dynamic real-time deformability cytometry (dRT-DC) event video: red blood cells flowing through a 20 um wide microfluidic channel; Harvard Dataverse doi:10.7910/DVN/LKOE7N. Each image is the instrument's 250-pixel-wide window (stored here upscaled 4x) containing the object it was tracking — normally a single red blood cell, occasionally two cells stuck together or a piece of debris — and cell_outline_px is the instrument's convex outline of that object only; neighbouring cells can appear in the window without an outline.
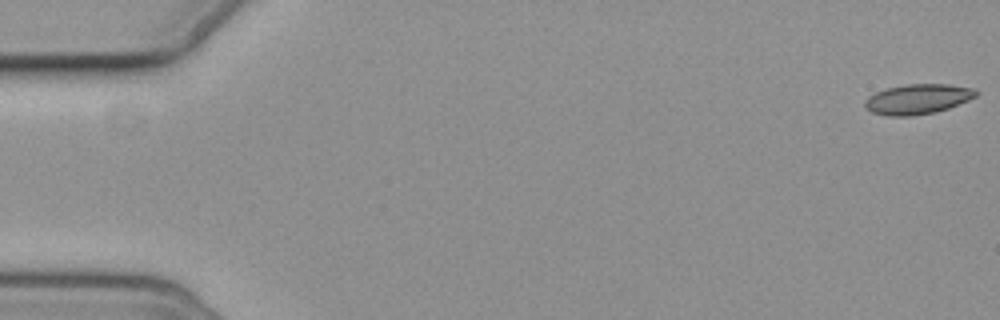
{"species": "common noctule bat (a hibernating species)", "species_latin": "Nyctalus noctula", "temperature_condition": "cold", "stored_images_in_passage": 14, "camera_frame_rate_fps": 3000, "um_per_image_px": 0.085, "animal": {"sex": "female", "body_mass_g": 19.3, "forearm_length_mm": 54.1}, "frame": {"image": 1, "passage_image": 1, "time_ms": 0.0, "image_size_px": [1000, 320], "cell_outline_px": [[980, 92], [976, 96], [968, 100], [948, 108], [936, 112], [912, 116], [888, 116], [872, 112], [864, 108], [864, 100], [868, 96], [876, 92], [888, 88], [908, 84], [948, 84], [976, 88]], "centroid_in_image_um": [78.01, 8.42], "position_along_channel_um": 7.0, "area_um2": 19.59}}
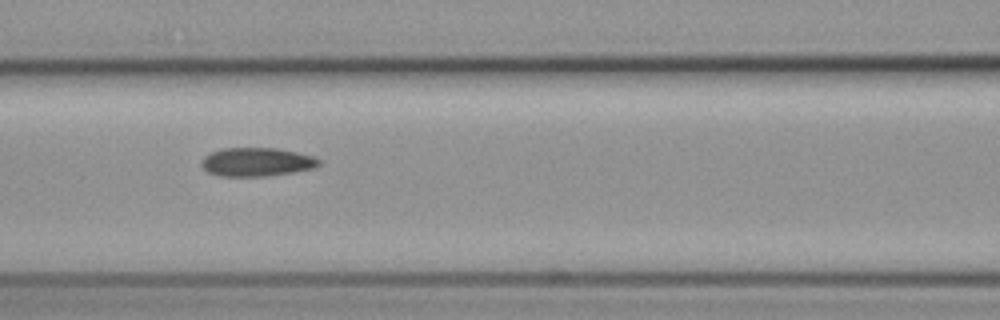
{"frame": {"image": 2, "passage_image": 7, "time_ms": 8.0, "image_size_px": [1000, 320], "cell_outline_px": [[320, 164], [316, 168], [292, 172], [264, 176], [220, 176], [208, 172], [200, 164], [200, 160], [204, 156], [220, 148], [276, 148], [316, 156], [320, 160]], "centroid_in_image_um": [21.82, 13.76], "position_along_channel_um": 144.8, "area_um2": 19.71}}
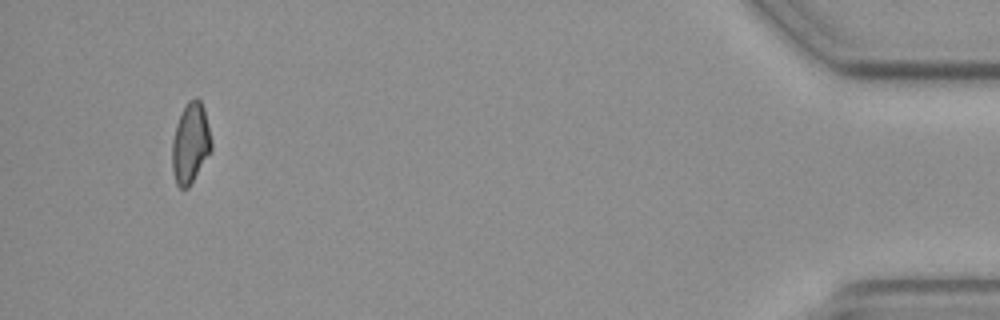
{"frame": {"image": 3, "passage_image": 14, "time_ms": 17.667, "image_size_px": [1000, 320], "cell_outline_px": [[212, 148], [188, 188], [180, 188], [176, 184], [172, 168], [172, 140], [176, 124], [188, 100], [196, 96], [200, 100], [204, 108], [212, 144]], "centroid_in_image_um": [16.17, 12.15], "position_along_channel_um": 419.0, "area_um2": 18.15}}